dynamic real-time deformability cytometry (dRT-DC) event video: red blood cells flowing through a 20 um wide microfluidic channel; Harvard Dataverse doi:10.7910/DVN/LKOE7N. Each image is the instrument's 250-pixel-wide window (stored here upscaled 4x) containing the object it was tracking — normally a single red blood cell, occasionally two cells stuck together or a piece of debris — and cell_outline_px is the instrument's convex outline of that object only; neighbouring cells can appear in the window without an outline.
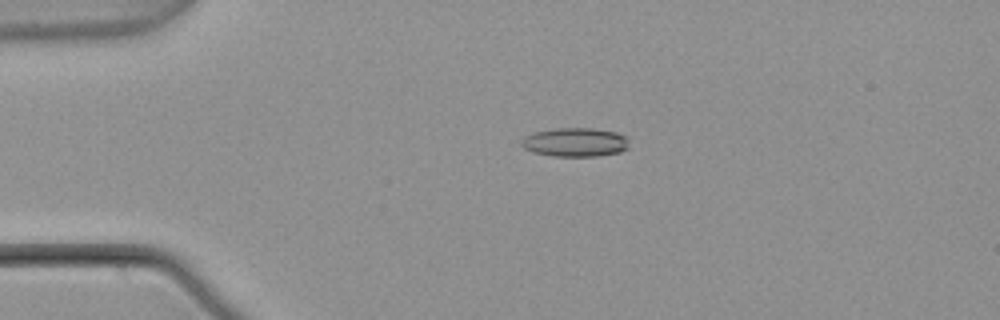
{"species": "common noctule bat (a hibernating species)", "species_latin": "Nyctalus noctula", "temperature_condition": "warm", "stored_images_in_passage": 4, "camera_frame_rate_fps": 3000, "um_per_image_px": 0.085, "animal": {"sex": "male", "body_mass_g": 21.5, "forearm_length_mm": 52.0}, "frame": {"image": 1, "passage_image": 4, "time_ms": 1.0, "image_size_px": [1000, 320], "cell_outline_px": [[628, 148], [620, 152], [596, 156], [556, 156], [532, 152], [524, 148], [520, 144], [520, 140], [524, 136], [532, 132], [556, 128], [592, 128], [616, 132], [628, 136]], "centroid_in_image_um": [48.87, 12.08], "position_along_channel_um": 36.1, "area_um2": 18.32}}